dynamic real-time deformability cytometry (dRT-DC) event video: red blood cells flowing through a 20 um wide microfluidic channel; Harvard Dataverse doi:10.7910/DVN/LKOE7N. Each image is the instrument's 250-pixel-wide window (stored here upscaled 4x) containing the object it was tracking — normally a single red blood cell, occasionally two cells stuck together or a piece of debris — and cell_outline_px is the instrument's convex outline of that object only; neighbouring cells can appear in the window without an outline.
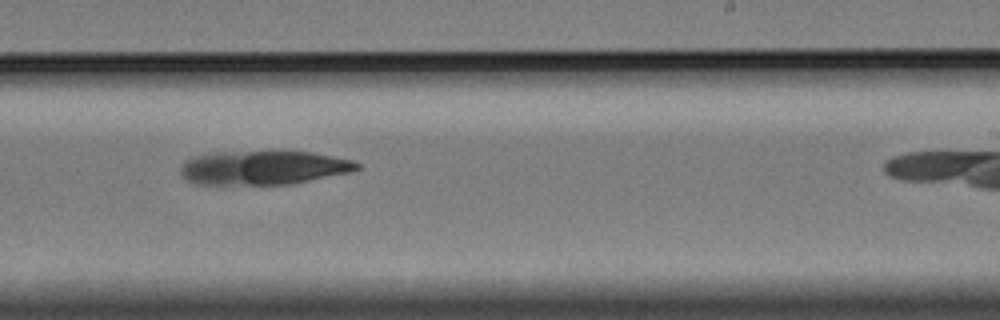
{"species": "Egyptian fruit bat (a non-hibernating species)", "species_latin": "Rousettus aegyptiacus", "temperature_condition": "cold", "stored_images_in_passage": 32, "camera_frame_rate_fps": 3000, "um_per_image_px": 0.085, "animal": {"sex": "female"}, "frame": {"image": 1, "passage_image": 20, "time_ms": 6.333, "image_size_px": [1000, 320], "cell_outline_px": [[360, 168], [348, 172], [288, 184], [192, 184], [180, 172], [180, 164], [184, 160], [192, 156], [216, 152], [312, 152], [352, 160], [360, 164]], "centroid_in_image_um": [22.31, 14.25], "position_along_channel_um": 266.7, "area_um2": 34.56}}
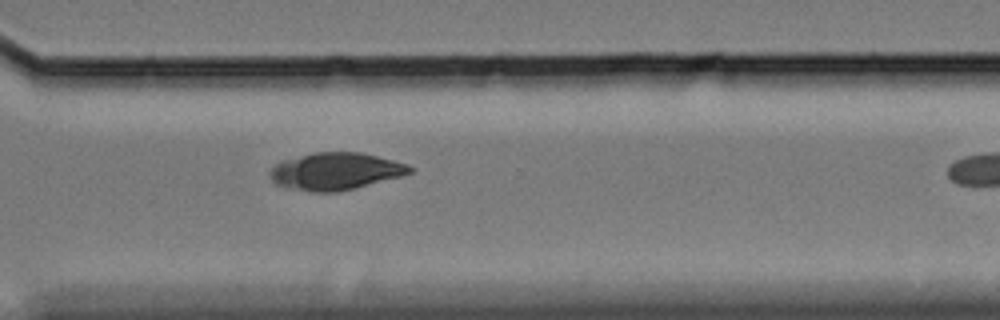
{"frame": {"image": 2, "passage_image": 27, "time_ms": 8.667, "image_size_px": [1000, 320], "cell_outline_px": [[412, 172], [400, 176], [336, 192], [312, 192], [284, 188], [276, 184], [272, 180], [268, 172], [276, 164], [284, 160], [316, 152], [360, 152], [408, 164], [412, 168]], "centroid_in_image_um": [28.47, 14.56], "position_along_channel_um": 342.1, "area_um2": 29.94}}
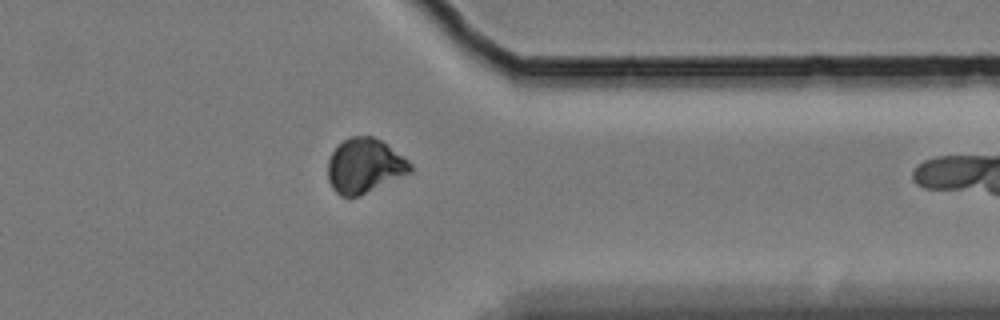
{"frame": {"image": 3, "passage_image": 31, "time_ms": 10.0, "image_size_px": [1000, 320], "cell_outline_px": [[412, 172], [360, 196], [340, 196], [332, 188], [328, 180], [328, 160], [332, 152], [344, 140], [352, 136], [372, 136], [380, 140], [408, 160], [412, 164]], "centroid_in_image_um": [30.98, 14.11], "position_along_channel_um": 380.4, "area_um2": 26.07}}